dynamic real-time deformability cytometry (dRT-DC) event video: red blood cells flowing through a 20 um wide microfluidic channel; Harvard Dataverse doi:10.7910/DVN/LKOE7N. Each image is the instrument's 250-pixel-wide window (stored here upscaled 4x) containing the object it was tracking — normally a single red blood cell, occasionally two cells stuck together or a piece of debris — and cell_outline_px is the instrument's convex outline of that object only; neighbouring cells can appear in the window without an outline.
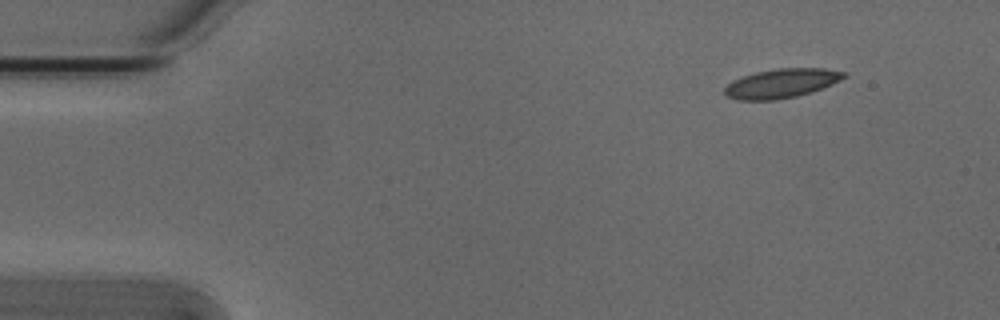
{"species": "Egyptian fruit bat (a non-hibernating species)", "species_latin": "Rousettus aegyptiacus", "temperature_condition": "cold", "stored_images_in_passage": 4, "camera_frame_rate_fps": 3000, "um_per_image_px": 0.085, "animal": {"sex": "male"}, "frame": {"image": 1, "passage_image": 1, "time_ms": 0.0, "image_size_px": [1000, 320], "cell_outline_px": [[848, 76], [832, 84], [796, 96], [776, 100], [736, 100], [724, 96], [724, 88], [732, 80], [756, 72], [776, 68], [824, 68], [848, 72]], "centroid_in_image_um": [66.41, 7.08], "position_along_channel_um": 18.6, "area_um2": 20.35}}
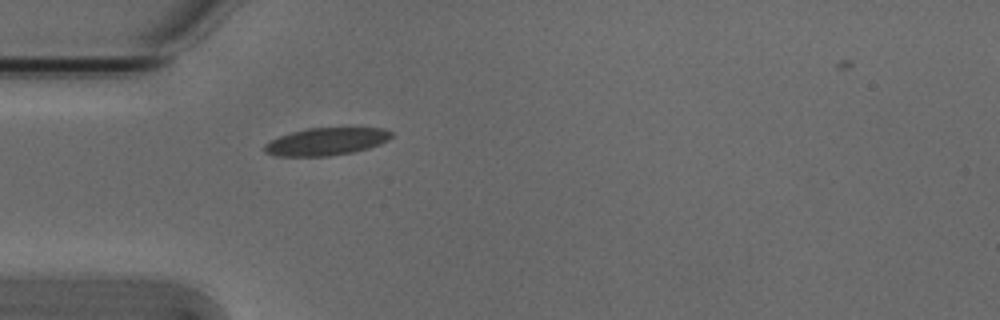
{"frame": {"image": 2, "passage_image": 4, "time_ms": 1.0, "image_size_px": [1000, 320], "cell_outline_px": [[392, 136], [388, 140], [380, 144], [368, 148], [352, 152], [328, 156], [280, 156], [264, 152], [260, 148], [264, 144], [280, 136], [292, 132], [308, 128], [384, 128], [392, 132]], "centroid_in_image_um": [27.72, 12.03], "position_along_channel_um": 57.3, "area_um2": 20.29}}